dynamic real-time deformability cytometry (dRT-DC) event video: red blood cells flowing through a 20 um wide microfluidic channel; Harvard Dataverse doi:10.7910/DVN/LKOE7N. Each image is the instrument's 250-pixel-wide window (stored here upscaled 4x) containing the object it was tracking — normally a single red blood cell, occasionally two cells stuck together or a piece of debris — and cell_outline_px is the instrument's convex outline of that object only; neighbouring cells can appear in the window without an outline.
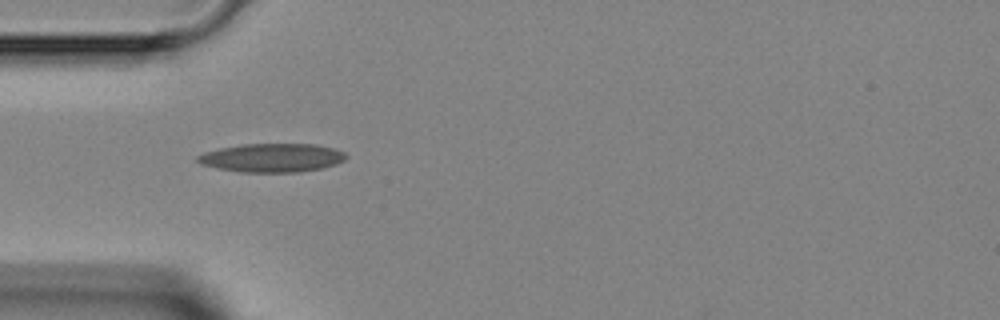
{"species": "Egyptian fruit bat (a non-hibernating species)", "species_latin": "Rousettus aegyptiacus", "temperature_condition": "room temperature", "stored_images_in_passage": 6, "camera_frame_rate_fps": 3000, "um_per_image_px": 0.085, "animal": {"sex": "female"}, "frame": {"image": 1, "passage_image": 4, "time_ms": 4.333, "image_size_px": [1000, 320], "cell_outline_px": [[348, 156], [344, 160], [336, 164], [320, 168], [296, 172], [240, 172], [200, 164], [196, 160], [196, 156], [204, 152], [220, 148], [240, 144], [316, 144], [336, 148], [344, 152]], "centroid_in_image_um": [23.13, 13.4], "position_along_channel_um": 61.9, "area_um2": 24.8}}
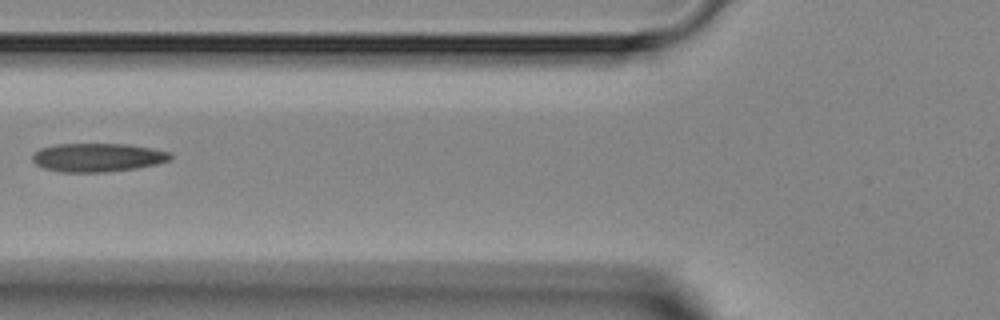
{"frame": {"image": 2, "passage_image": 5, "time_ms": 5.667, "image_size_px": [1000, 320], "cell_outline_px": [[172, 156], [168, 160], [156, 164], [136, 168], [104, 172], [60, 172], [44, 168], [36, 164], [32, 160], [32, 156], [40, 148], [56, 144], [128, 144], [152, 148], [172, 152]], "centroid_in_image_um": [8.3, 13.38], "position_along_channel_um": 117.5, "area_um2": 22.95}}
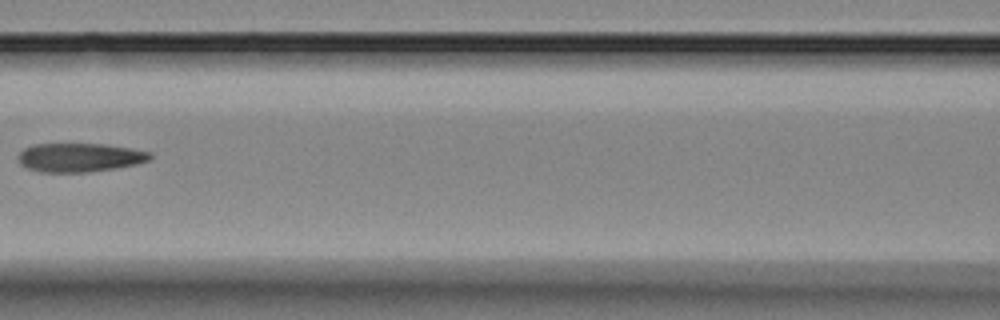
{"frame": {"image": 3, "passage_image": 6, "time_ms": 6.667, "image_size_px": [1000, 320], "cell_outline_px": [[152, 156], [148, 160], [136, 164], [88, 172], [40, 172], [28, 168], [20, 164], [16, 156], [24, 148], [32, 144], [104, 144], [132, 148], [152, 152]], "centroid_in_image_um": [6.74, 13.37], "position_along_channel_um": 159.9, "area_um2": 22.14}}